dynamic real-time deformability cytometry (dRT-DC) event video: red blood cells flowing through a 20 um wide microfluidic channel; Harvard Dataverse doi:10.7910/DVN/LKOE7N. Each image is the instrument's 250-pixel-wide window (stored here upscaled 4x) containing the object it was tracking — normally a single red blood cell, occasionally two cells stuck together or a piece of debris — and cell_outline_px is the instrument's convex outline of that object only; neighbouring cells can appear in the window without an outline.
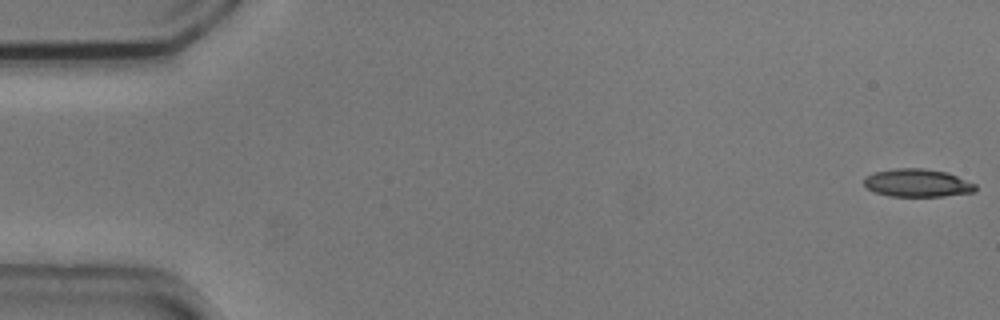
{"species": "common noctule bat (a hibernating species)", "species_latin": "Nyctalus noctula", "temperature_condition": "cold", "stored_images_in_passage": 54, "camera_frame_rate_fps": 3000, "um_per_image_px": 0.085, "animal": {"sex": "male", "body_mass_g": 20.5, "forearm_length_mm": 52.5}, "frame": {"image": 1, "passage_image": 1, "time_ms": 0.0, "image_size_px": [1000, 320], "cell_outline_px": [[976, 192], [944, 196], [888, 196], [876, 192], [868, 188], [864, 184], [864, 176], [872, 172], [896, 168], [924, 168], [948, 172], [976, 184]], "centroid_in_image_um": [77.98, 15.54], "position_along_channel_um": 7.0, "area_um2": 18.32}}
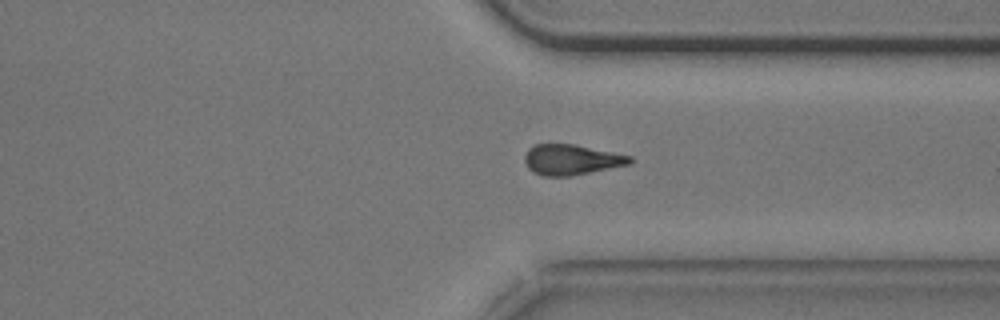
{"frame": {"image": 2, "passage_image": 41, "time_ms": 13.333, "image_size_px": [1000, 320], "cell_outline_px": [[632, 160], [628, 164], [568, 176], [544, 176], [532, 172], [528, 168], [524, 160], [524, 156], [528, 148], [536, 144], [576, 144], [632, 156]], "centroid_in_image_um": [48.52, 13.56], "position_along_channel_um": 362.9, "area_um2": 18.5}}
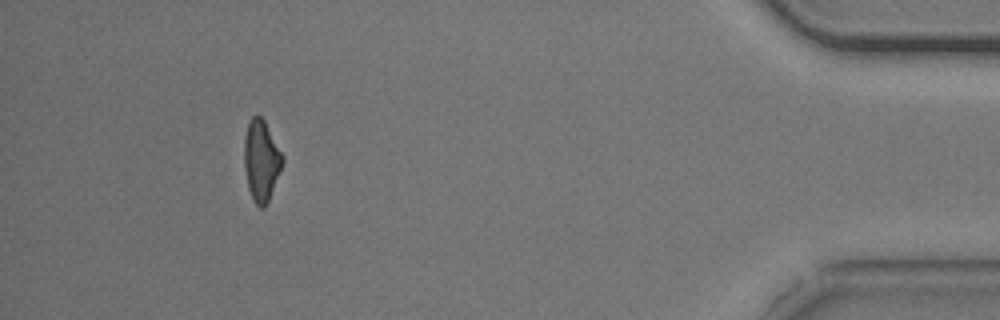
{"frame": {"image": 3, "passage_image": 50, "time_ms": 16.333, "image_size_px": [1000, 320], "cell_outline_px": [[284, 160], [268, 200], [264, 208], [260, 208], [252, 200], [248, 188], [244, 168], [244, 136], [248, 120], [252, 116], [260, 116], [264, 120], [284, 156]], "centroid_in_image_um": [22.18, 13.63], "position_along_channel_um": 413.0, "area_um2": 18.09}}